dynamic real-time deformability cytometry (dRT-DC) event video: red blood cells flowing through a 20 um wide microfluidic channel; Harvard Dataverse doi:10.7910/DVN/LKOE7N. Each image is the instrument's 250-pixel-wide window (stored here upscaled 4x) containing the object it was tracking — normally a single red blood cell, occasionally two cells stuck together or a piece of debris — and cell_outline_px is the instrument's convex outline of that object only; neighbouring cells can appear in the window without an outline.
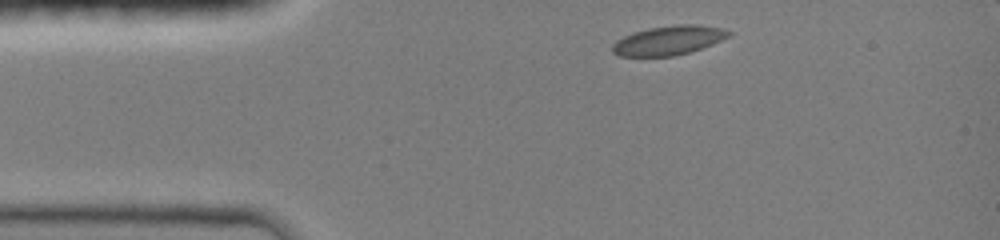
{"species": "common noctule bat (a hibernating species)", "species_latin": "Nyctalus noctula", "temperature_condition": "room temperature", "stored_images_in_passage": 5, "segment_of_instrument_passage": [1, 2], "camera_frame_rate_fps": 3000, "um_per_image_px": 0.085, "animal": {"sex": "female", "body_mass_g": 19.0, "forearm_length_mm": 51.5}, "frame": {"image": 1, "passage_image": 1, "time_ms": 0.0, "image_size_px": [1000, 240], "cell_outline_px": [[732, 32], [728, 36], [712, 44], [688, 52], [672, 56], [620, 56], [612, 52], [612, 44], [616, 40], [624, 36], [648, 28], [676, 24], [692, 24], [720, 28]], "centroid_in_image_um": [56.78, 3.43], "position_along_channel_um": 28.2, "area_um2": 19.48}}